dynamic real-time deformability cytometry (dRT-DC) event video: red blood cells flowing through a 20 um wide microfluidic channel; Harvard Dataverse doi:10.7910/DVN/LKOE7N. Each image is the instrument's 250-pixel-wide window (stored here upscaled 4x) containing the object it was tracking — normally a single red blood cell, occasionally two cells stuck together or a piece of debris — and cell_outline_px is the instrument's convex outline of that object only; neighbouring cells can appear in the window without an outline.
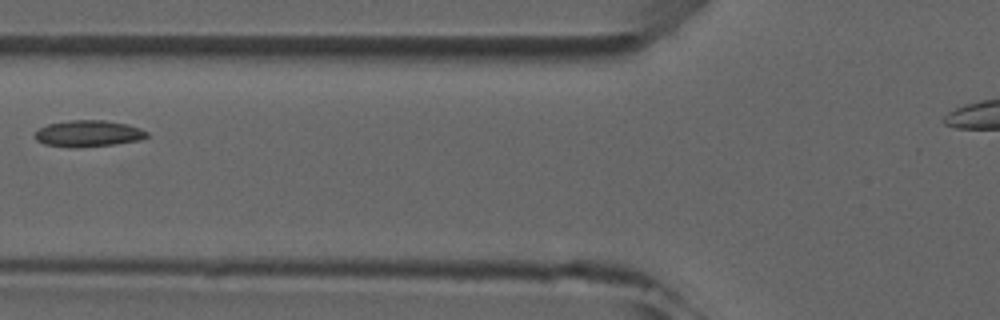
{"species": "common noctule bat (a hibernating species)", "species_latin": "Nyctalus noctula", "temperature_condition": "room temperature", "stored_images_in_passage": 6, "camera_frame_rate_fps": 3000, "um_per_image_px": 0.085, "animal": {"sex": "male", "forearm_length_mm": 52.5}, "frame": {"image": 1, "passage_image": 5, "time_ms": 4.667, "image_size_px": [1000, 320], "cell_outline_px": [[148, 136], [140, 140], [112, 144], [76, 148], [72, 148], [44, 144], [36, 140], [32, 136], [40, 128], [48, 124], [68, 120], [104, 120], [128, 124], [140, 128], [148, 132]], "centroid_in_image_um": [7.48, 11.35], "position_along_channel_um": 118.3, "area_um2": 17.34}}
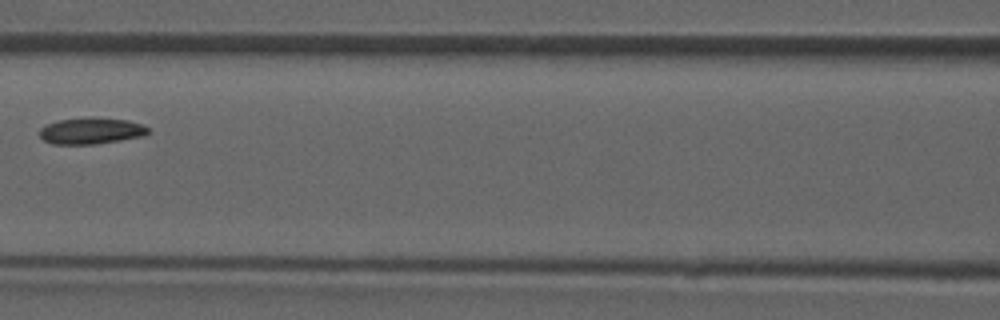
{"frame": {"image": 2, "passage_image": 6, "time_ms": 5.667, "image_size_px": [1000, 320], "cell_outline_px": [[152, 132], [144, 136], [96, 144], [52, 144], [44, 140], [40, 136], [40, 128], [48, 124], [60, 120], [84, 116], [92, 116], [128, 120], [144, 124]], "centroid_in_image_um": [7.8, 11.1], "position_along_channel_um": 158.8, "area_um2": 17.05}}